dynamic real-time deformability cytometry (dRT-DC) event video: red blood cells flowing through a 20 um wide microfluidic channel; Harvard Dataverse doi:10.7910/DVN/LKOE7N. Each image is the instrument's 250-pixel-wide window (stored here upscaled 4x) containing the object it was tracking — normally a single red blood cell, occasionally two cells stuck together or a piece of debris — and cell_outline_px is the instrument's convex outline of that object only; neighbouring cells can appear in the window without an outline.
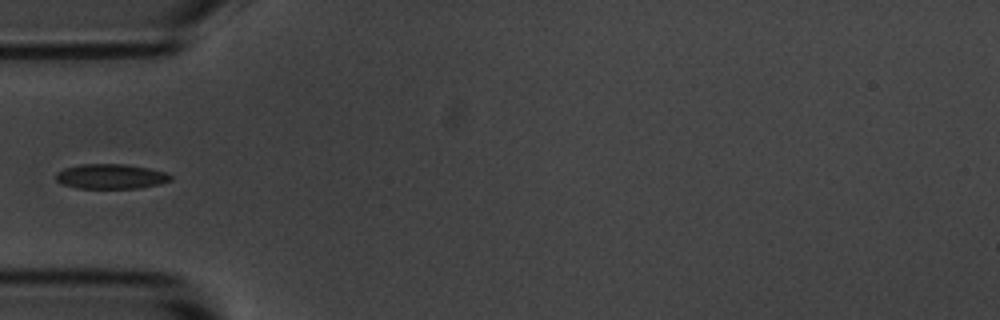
{"species": "common noctule bat (a hibernating species)", "species_latin": "Nyctalus noctula", "temperature_condition": "room temperature", "stored_images_in_passage": 7, "camera_frame_rate_fps": 3000, "um_per_image_px": 0.085, "animal": {"sex": "male", "body_mass_g": 20.1, "forearm_length_mm": 53.5}, "frame": {"image": 1, "passage_image": 6, "time_ms": 6.667, "image_size_px": [1000, 320], "cell_outline_px": [[172, 180], [160, 184], [140, 188], [76, 188], [60, 184], [56, 180], [56, 172], [64, 168], [80, 164], [124, 164], [148, 168], [164, 172], [172, 176]], "centroid_in_image_um": [9.39, 15.0], "position_along_channel_um": 75.6, "area_um2": 16.7}}